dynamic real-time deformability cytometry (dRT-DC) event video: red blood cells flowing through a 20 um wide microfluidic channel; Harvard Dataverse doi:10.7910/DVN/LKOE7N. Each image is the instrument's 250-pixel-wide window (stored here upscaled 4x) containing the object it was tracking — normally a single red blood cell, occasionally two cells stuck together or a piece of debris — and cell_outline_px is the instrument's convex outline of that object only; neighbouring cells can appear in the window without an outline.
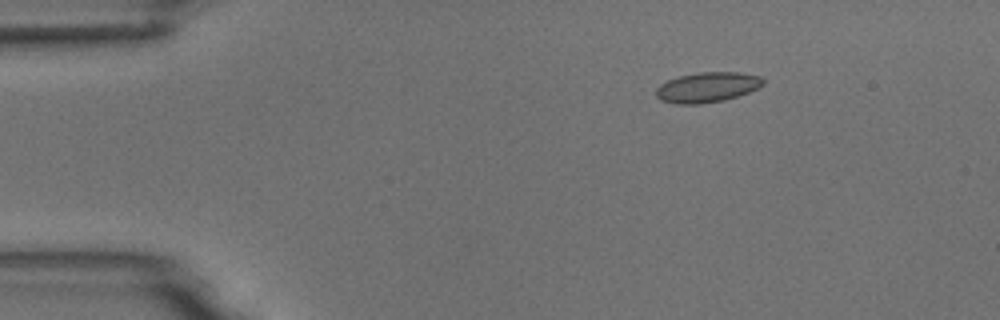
{"species": "common noctule bat (a hibernating species)", "species_latin": "Nyctalus noctula", "temperature_condition": "room temperature", "stored_images_in_passage": 3, "camera_frame_rate_fps": 3000, "um_per_image_px": 0.085, "animal": {"sex": "male", "body_mass_g": 18.8}, "frame": {"image": 1, "passage_image": 1, "time_ms": 0.0, "image_size_px": [1000, 320], "cell_outline_px": [[764, 84], [748, 92], [724, 100], [700, 104], [676, 104], [660, 100], [656, 96], [656, 88], [660, 84], [668, 80], [680, 76], [696, 72], [740, 72], [760, 76], [764, 80]], "centroid_in_image_um": [60.09, 7.41], "position_along_channel_um": 24.9, "area_um2": 18.79}}